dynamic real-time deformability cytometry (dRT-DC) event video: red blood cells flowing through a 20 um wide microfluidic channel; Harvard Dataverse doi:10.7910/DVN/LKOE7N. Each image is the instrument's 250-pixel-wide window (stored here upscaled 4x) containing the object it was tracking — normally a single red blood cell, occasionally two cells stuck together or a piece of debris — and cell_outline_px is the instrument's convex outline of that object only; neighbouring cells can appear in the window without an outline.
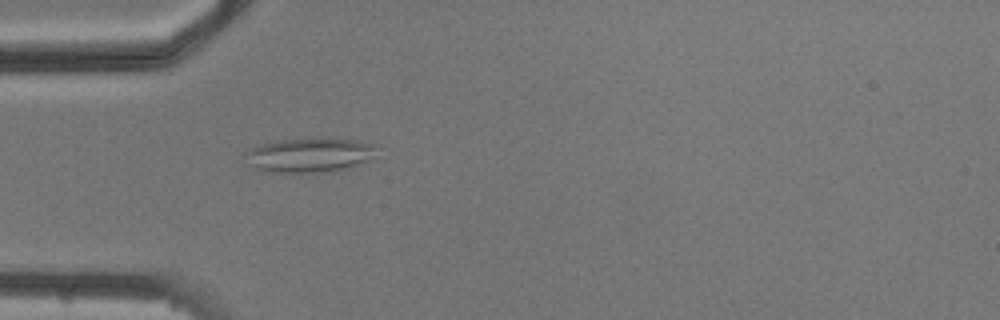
{"species": "common noctule bat (a hibernating species)", "species_latin": "Nyctalus noctula", "temperature_condition": "cold", "stored_images_in_passage": 4, "camera_frame_rate_fps": 3000, "um_per_image_px": 0.085, "animal": {"sex": "male", "body_mass_g": 20.5, "forearm_length_mm": 52.5}, "frame": {"image": 1, "passage_image": 4, "time_ms": 3.333, "image_size_px": [1000, 320], "cell_outline_px": [[372, 148], [368, 160], [352, 168], [332, 172], [264, 172], [256, 168], [252, 164], [244, 152], [248, 148], [260, 144], [280, 140], [312, 136], [328, 136], [356, 140], [372, 144]], "centroid_in_image_um": [26.28, 13.15], "position_along_channel_um": 58.7, "area_um2": 26.76}}